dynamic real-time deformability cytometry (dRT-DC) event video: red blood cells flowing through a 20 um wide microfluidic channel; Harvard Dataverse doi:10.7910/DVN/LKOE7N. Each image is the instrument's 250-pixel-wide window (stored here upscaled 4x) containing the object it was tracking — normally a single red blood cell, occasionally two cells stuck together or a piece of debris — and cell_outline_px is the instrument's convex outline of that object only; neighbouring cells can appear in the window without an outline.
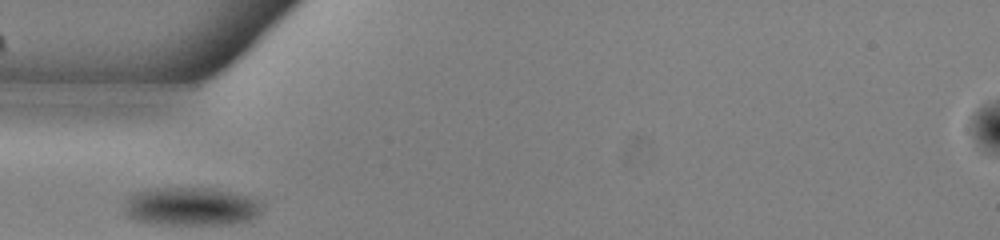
{"species": "common noctule bat (a hibernating species)", "species_latin": "Nyctalus noctula", "temperature_condition": "warm", "stored_images_in_passage": 28, "camera_frame_rate_fps": 3000, "um_per_image_px": 0.085, "animal": {"sex": "male", "body_mass_g": 13.0, "forearm_length_mm": 53.1}, "frame": {"image": 1, "passage_image": 1, "time_ms": 0.0, "image_size_px": [1000, 240], "cell_outline_px": [[260, 212], [256, 216], [248, 220], [232, 224], [152, 224], [136, 220], [128, 216], [124, 208], [128, 200], [136, 192], [152, 188], [212, 188], [232, 192], [248, 196], [260, 200]], "centroid_in_image_um": [16.25, 17.55], "position_along_channel_um": 68.7, "area_um2": 30.58}}
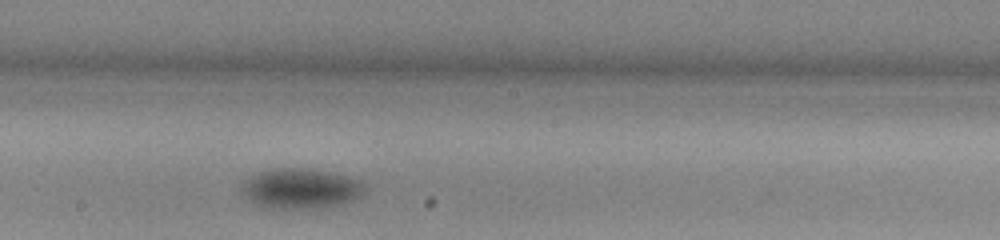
{"frame": {"image": 2, "passage_image": 13, "time_ms": 4.0, "image_size_px": [1000, 240], "cell_outline_px": [[368, 188], [364, 196], [344, 204], [312, 208], [272, 208], [256, 204], [244, 196], [240, 192], [240, 188], [248, 180], [260, 172], [276, 168], [308, 168], [328, 172], [364, 180]], "centroid_in_image_um": [25.67, 16.03], "position_along_channel_um": 222.5, "area_um2": 28.9}}
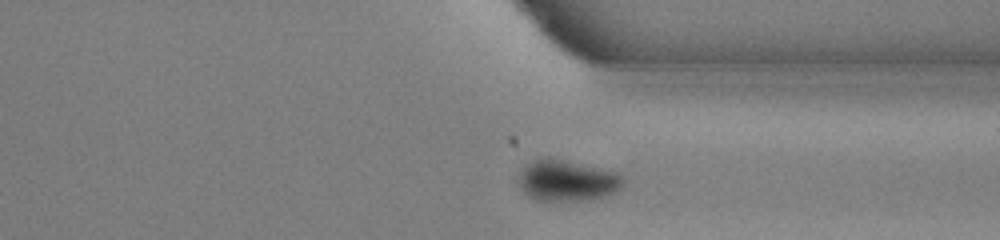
{"frame": {"image": 3, "passage_image": 24, "time_ms": 7.667, "image_size_px": [1000, 240], "cell_outline_px": [[624, 188], [608, 196], [588, 200], [536, 200], [528, 196], [520, 188], [520, 176], [524, 168], [532, 160], [540, 156], [552, 156], [620, 172], [624, 176]], "centroid_in_image_um": [48.29, 15.32], "position_along_channel_um": 363.1, "area_um2": 25.78}, "authors_computed_cell_mechanics": {"area_um2": 29.1023, "velocity_mm_per_s": 3.8386, "shape_relaxation_time_tau1_ms": 1.0802, "shape_relaxation_time_tau2_ms": null, "deformation_change_tau1": 0.0674, "deformation_change_tau2": null}}